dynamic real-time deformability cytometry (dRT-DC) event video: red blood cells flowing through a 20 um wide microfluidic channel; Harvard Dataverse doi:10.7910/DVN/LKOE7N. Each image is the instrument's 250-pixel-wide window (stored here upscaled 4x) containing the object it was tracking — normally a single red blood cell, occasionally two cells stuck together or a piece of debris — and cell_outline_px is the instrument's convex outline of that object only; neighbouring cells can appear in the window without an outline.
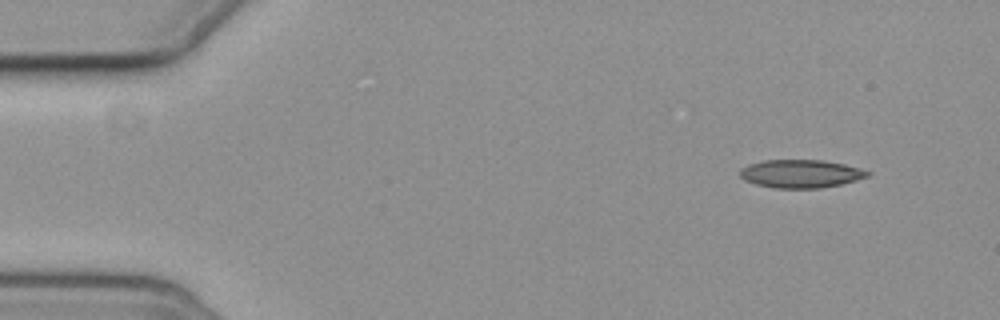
{"species": "common noctule bat (a hibernating species)", "species_latin": "Nyctalus noctula", "temperature_condition": "cold", "stored_images_in_passage": 4, "camera_frame_rate_fps": 3000, "um_per_image_px": 0.085, "animal": {"sex": "female", "body_mass_g": 19.3, "forearm_length_mm": 54.1}, "frame": {"image": 1, "passage_image": 1, "time_ms": 0.0, "image_size_px": [1000, 320], "cell_outline_px": [[872, 172], [868, 176], [856, 180], [840, 184], [820, 188], [776, 188], [756, 184], [744, 180], [740, 176], [740, 168], [748, 164], [764, 160], [824, 160], [844, 164], [860, 168]], "centroid_in_image_um": [68.05, 14.76], "position_along_channel_um": 16.9, "area_um2": 20.92}}
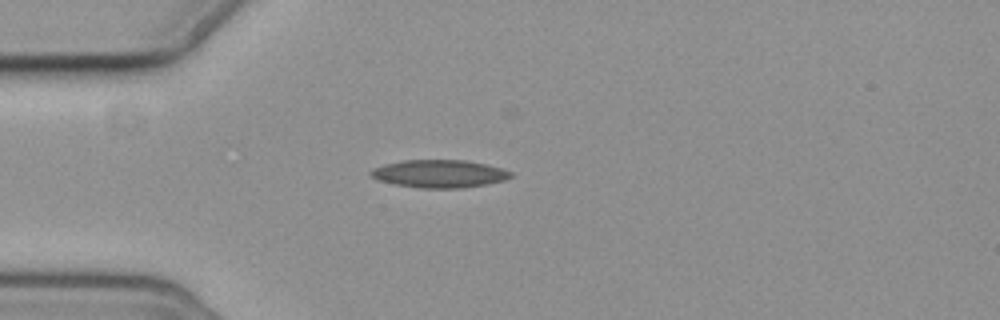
{"frame": {"image": 2, "passage_image": 4, "time_ms": 3.333, "image_size_px": [1000, 320], "cell_outline_px": [[512, 176], [504, 180], [484, 184], [460, 188], [420, 188], [396, 184], [376, 180], [368, 172], [372, 168], [384, 164], [404, 160], [468, 160], [500, 168], [512, 172]], "centroid_in_image_um": [37.29, 14.76], "position_along_channel_um": 47.7, "area_um2": 22.54}}